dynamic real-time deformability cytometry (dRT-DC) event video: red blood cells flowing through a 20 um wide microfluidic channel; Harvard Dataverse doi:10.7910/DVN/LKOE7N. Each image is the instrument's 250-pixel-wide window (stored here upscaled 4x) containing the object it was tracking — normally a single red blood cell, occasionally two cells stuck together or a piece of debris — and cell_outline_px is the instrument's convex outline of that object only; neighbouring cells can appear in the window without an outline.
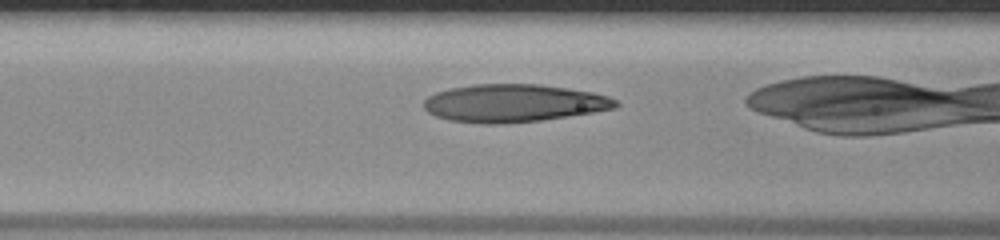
{"species": "human", "species_latin": "Homo sapiens", "temperature_condition": "room temperature", "stored_images_in_passage": 22, "camera_frame_rate_fps": 3000, "um_per_image_px": 0.085, "donor": {"sex": "male"}, "frame": {"image": 1, "passage_image": 3, "time_ms": 0.667, "image_size_px": [1000, 240], "cell_outline_px": [[620, 104], [616, 108], [568, 116], [540, 120], [504, 124], [480, 124], [448, 120], [436, 116], [428, 112], [424, 108], [424, 100], [428, 96], [436, 92], [448, 88], [476, 84], [540, 84], [592, 92], [608, 96], [616, 100]], "centroid_in_image_um": [43.63, 8.77], "position_along_channel_um": 123.0, "area_um2": 42.37}}
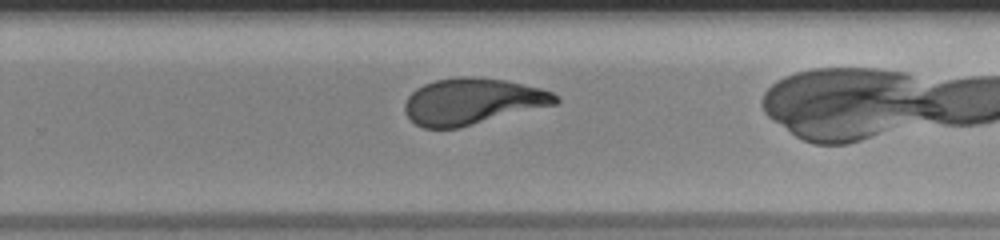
{"frame": {"image": 2, "passage_image": 15, "time_ms": 4.667, "image_size_px": [1000, 240], "cell_outline_px": [[560, 100], [556, 104], [460, 128], [424, 128], [416, 124], [404, 112], [404, 104], [408, 96], [416, 88], [424, 84], [436, 80], [456, 76], [476, 76], [504, 80], [540, 88], [552, 92]], "centroid_in_image_um": [40.13, 8.61], "position_along_channel_um": 289.7, "area_um2": 40.69}}
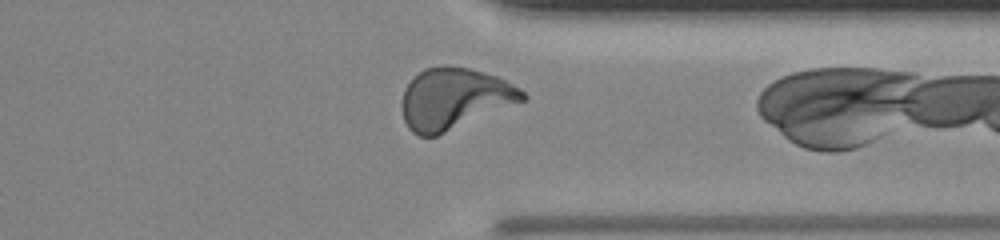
{"frame": {"image": 3, "passage_image": 21, "time_ms": 6.667, "image_size_px": [1000, 240], "cell_outline_px": [[528, 96], [524, 100], [436, 136], [420, 136], [412, 132], [408, 128], [404, 120], [400, 108], [400, 104], [404, 88], [424, 68], [444, 64], [468, 68], [496, 76], [520, 88]], "centroid_in_image_um": [38.56, 8.38], "position_along_channel_um": 372.8, "area_um2": 42.83}}